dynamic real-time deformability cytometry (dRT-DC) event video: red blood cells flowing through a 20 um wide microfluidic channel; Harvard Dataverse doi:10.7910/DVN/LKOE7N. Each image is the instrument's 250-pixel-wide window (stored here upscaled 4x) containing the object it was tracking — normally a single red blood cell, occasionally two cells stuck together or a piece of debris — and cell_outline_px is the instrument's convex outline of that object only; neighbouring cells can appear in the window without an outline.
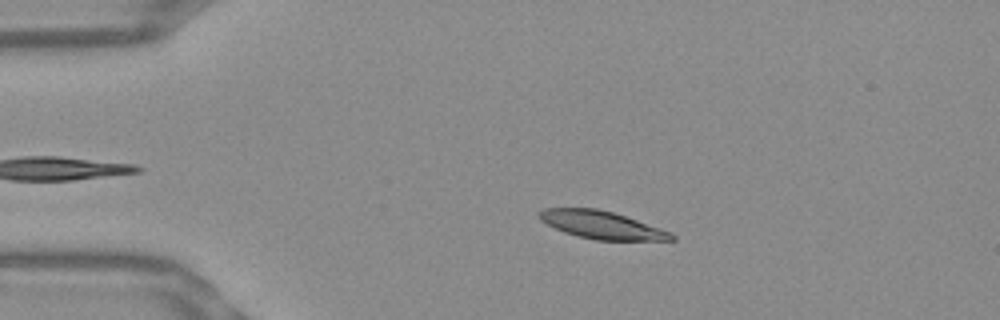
{"species": "Egyptian fruit bat (a non-hibernating species)", "species_latin": "Rousettus aegyptiacus", "temperature_condition": "warm", "stored_images_in_passage": 46, "camera_frame_rate_fps": 3000, "um_per_image_px": 0.085, "frame": {"image": 1, "passage_image": 10, "time_ms": 3.0, "image_size_px": [1000, 320], "cell_outline_px": [[676, 240], [596, 240], [564, 232], [540, 220], [536, 216], [536, 212], [544, 208], [596, 208], [612, 212], [672, 232], [676, 236]], "centroid_in_image_um": [51.12, 19.11], "position_along_channel_um": 33.9, "area_um2": 21.21}}
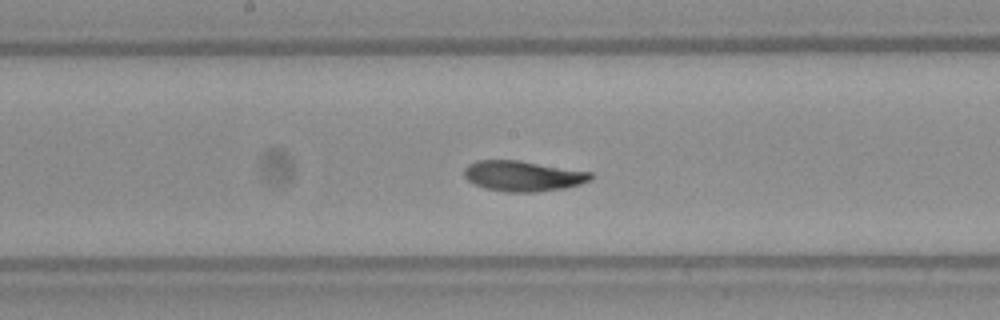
{"frame": {"image": 2, "passage_image": 27, "time_ms": 8.667, "image_size_px": [1000, 320], "cell_outline_px": [[592, 180], [580, 184], [564, 188], [536, 192], [508, 192], [484, 188], [468, 180], [464, 176], [464, 168], [468, 164], [476, 160], [520, 160], [592, 172]], "centroid_in_image_um": [44.45, 14.95], "position_along_channel_um": 203.7, "area_um2": 22.54}}
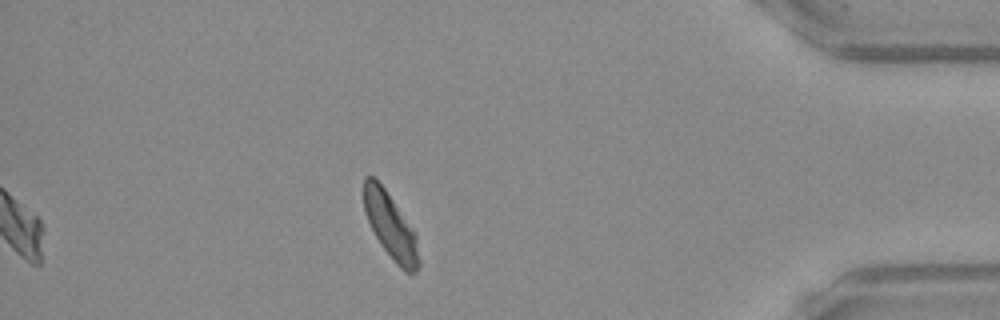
{"frame": {"image": 3, "passage_image": 46, "time_ms": 15.0, "image_size_px": [1000, 320], "cell_outline_px": [[420, 264], [416, 272], [404, 272], [396, 264], [380, 244], [368, 220], [364, 208], [364, 176], [372, 176], [384, 188], [416, 232], [420, 260]], "centroid_in_image_um": [33.23, 19.25], "position_along_channel_um": 402.0, "area_um2": 20.87}, "authors_computed_cell_mechanics": {"area_um2": 22.1952, "velocity_mm_per_s": 3.7915, "shape_relaxation_time_tau1_ms": null, "shape_relaxation_time_tau2_ms": 2.8207, "deformation_change_tau1": null, "deformation_change_tau2": 0.0776}}